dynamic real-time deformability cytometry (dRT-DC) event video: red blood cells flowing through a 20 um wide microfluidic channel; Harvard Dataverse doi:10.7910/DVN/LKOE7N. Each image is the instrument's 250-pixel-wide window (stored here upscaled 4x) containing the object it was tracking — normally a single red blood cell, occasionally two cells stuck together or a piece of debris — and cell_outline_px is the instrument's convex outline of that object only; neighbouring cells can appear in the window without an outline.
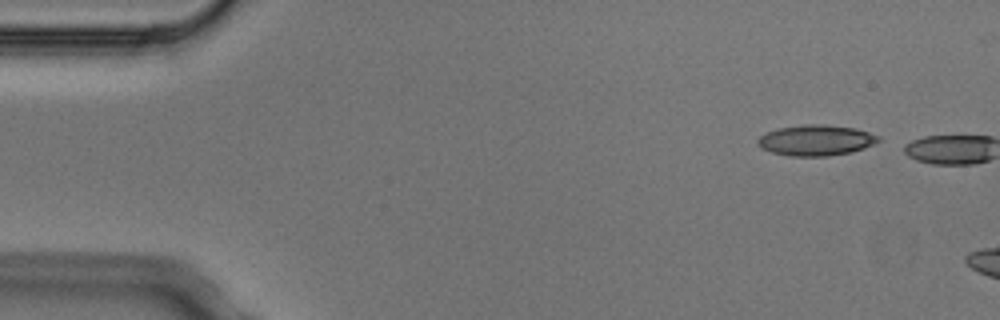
{"species": "Egyptian fruit bat (a non-hibernating species)", "species_latin": "Rousettus aegyptiacus", "temperature_condition": "cold", "stored_images_in_passage": 2, "camera_frame_rate_fps": 3000, "um_per_image_px": 0.085, "animal": {"sex": "male"}, "frame": {"image": 1, "passage_image": 1, "time_ms": 0.0, "image_size_px": [1000, 320], "cell_outline_px": [[880, 140], [864, 148], [852, 152], [828, 156], [792, 156], [772, 152], [756, 144], [756, 140], [760, 136], [768, 132], [780, 128], [804, 124], [824, 124], [856, 128], [880, 136]], "centroid_in_image_um": [69.37, 11.92], "position_along_channel_um": 15.6, "area_um2": 21.5}}